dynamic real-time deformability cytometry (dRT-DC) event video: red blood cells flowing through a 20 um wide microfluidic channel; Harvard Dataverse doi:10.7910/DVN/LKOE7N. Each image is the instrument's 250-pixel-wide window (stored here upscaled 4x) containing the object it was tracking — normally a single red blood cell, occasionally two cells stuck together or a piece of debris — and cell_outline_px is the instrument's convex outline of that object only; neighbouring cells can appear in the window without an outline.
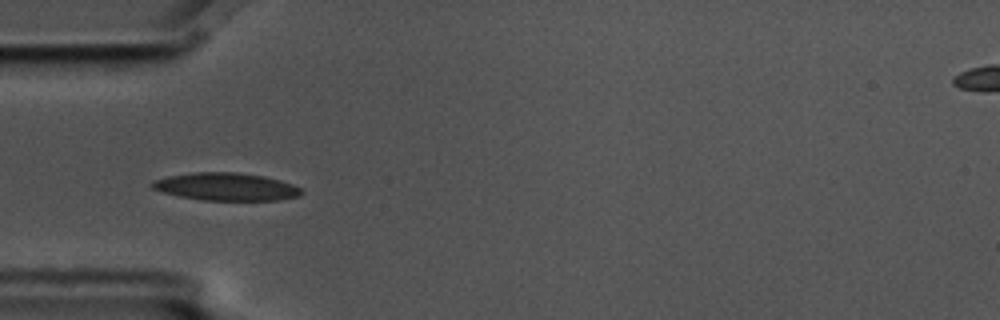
{"species": "common noctule bat (a hibernating species)", "species_latin": "Nyctalus noctula", "temperature_condition": "cold", "stored_images_in_passage": 15, "camera_frame_rate_fps": 3000, "um_per_image_px": 0.085, "animal": {"sex": "male", "body_mass_g": 17.5, "forearm_length_mm": 52.3}, "frame": {"image": 1, "passage_image": 5, "time_ms": 1.333, "image_size_px": [1000, 320], "cell_outline_px": [[304, 192], [300, 196], [280, 200], [204, 200], [180, 196], [164, 192], [152, 188], [148, 184], [152, 180], [168, 176], [192, 172], [236, 172], [264, 176], [280, 180], [292, 184], [300, 188]], "centroid_in_image_um": [19.22, 15.86], "position_along_channel_um": 65.8, "area_um2": 24.16}}
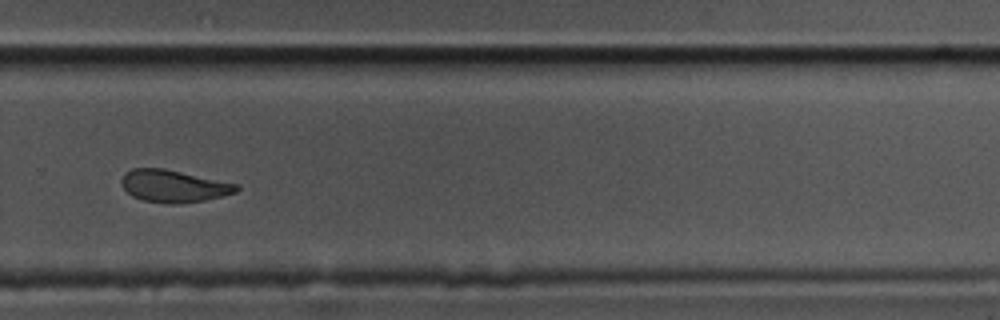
{"frame": {"image": 2, "passage_image": 11, "time_ms": 3.333, "image_size_px": [1000, 320], "cell_outline_px": [[240, 188], [236, 192], [204, 200], [180, 204], [164, 204], [144, 200], [132, 196], [120, 184], [120, 180], [124, 172], [132, 168], [164, 168], [236, 184]], "centroid_in_image_um": [14.69, 15.82], "position_along_channel_um": 315.1, "area_um2": 21.56}}
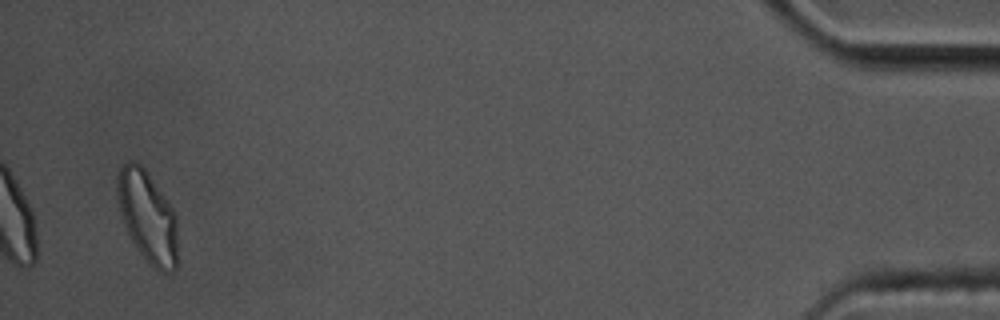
{"frame": {"image": 3, "passage_image": 15, "time_ms": 4.667, "image_size_px": [1000, 320], "cell_outline_px": [[176, 268], [172, 272], [160, 272], [152, 268], [144, 260], [136, 248], [124, 224], [120, 212], [116, 192], [116, 172], [128, 160], [132, 160], [140, 164], [144, 168], [164, 196], [172, 208], [176, 216]], "centroid_in_image_um": [12.51, 18.43], "position_along_channel_um": 422.7, "area_um2": 32.25}}